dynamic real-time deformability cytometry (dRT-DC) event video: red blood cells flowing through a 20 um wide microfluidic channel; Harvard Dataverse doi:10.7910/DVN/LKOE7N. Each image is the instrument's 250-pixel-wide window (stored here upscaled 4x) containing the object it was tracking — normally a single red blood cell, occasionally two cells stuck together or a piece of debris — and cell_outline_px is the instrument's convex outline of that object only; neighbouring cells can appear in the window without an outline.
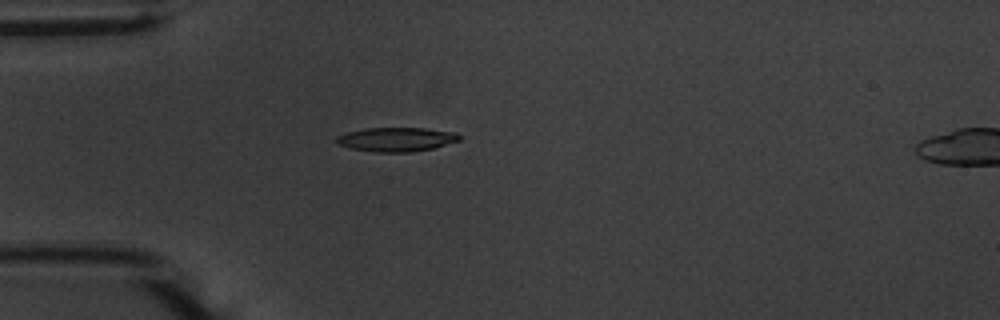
{"species": "common noctule bat (a hibernating species)", "species_latin": "Nyctalus noctula", "temperature_condition": "warm", "stored_images_in_passage": 41, "camera_frame_rate_fps": 3000, "um_per_image_px": 0.085, "animal": {"sex": "male", "body_mass_g": 20.1, "forearm_length_mm": 53.5}, "frame": {"image": 1, "passage_image": 1, "time_ms": 0.0, "image_size_px": [1000, 320], "cell_outline_px": [[460, 140], [432, 148], [408, 152], [376, 152], [352, 148], [340, 144], [336, 140], [336, 136], [348, 132], [364, 128], [424, 128], [456, 132], [460, 136]], "centroid_in_image_um": [33.7, 11.84], "position_along_channel_um": 51.3, "area_um2": 16.99}}
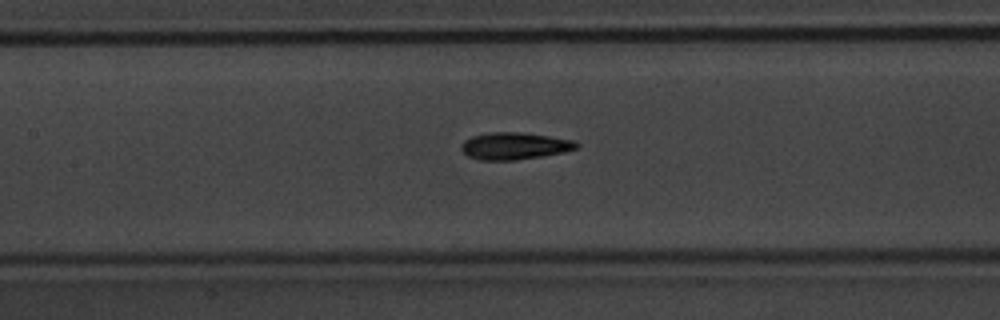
{"frame": {"image": 2, "passage_image": 11, "time_ms": 3.333, "image_size_px": [1000, 320], "cell_outline_px": [[580, 144], [576, 148], [564, 152], [540, 156], [512, 160], [480, 160], [468, 156], [460, 148], [460, 144], [464, 140], [472, 136], [488, 132], [520, 132], [576, 140]], "centroid_in_image_um": [43.71, 12.39], "position_along_channel_um": 163.7, "area_um2": 18.15}}
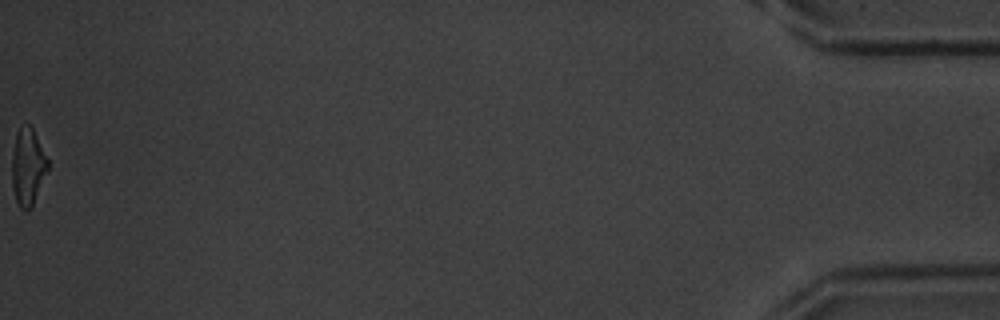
{"frame": {"image": 3, "passage_image": 41, "time_ms": 13.333, "image_size_px": [1000, 320], "cell_outline_px": [[48, 168], [32, 204], [24, 212], [20, 208], [16, 200], [12, 188], [12, 152], [16, 136], [20, 128], [28, 124], [32, 128], [48, 160]], "centroid_in_image_um": [2.34, 14.19], "position_along_channel_um": 432.9, "area_um2": 15.55}, "authors_computed_cell_mechanics": {"area_um2": 17.3978, "velocity_mm_per_s": 3.6804, "shape_relaxation_time_tau1_ms": 3.2912, "shape_relaxation_time_tau2_ms": 3.0496, "deformation_change_tau1": 0.1511, "deformation_change_tau2": 0.1218}}